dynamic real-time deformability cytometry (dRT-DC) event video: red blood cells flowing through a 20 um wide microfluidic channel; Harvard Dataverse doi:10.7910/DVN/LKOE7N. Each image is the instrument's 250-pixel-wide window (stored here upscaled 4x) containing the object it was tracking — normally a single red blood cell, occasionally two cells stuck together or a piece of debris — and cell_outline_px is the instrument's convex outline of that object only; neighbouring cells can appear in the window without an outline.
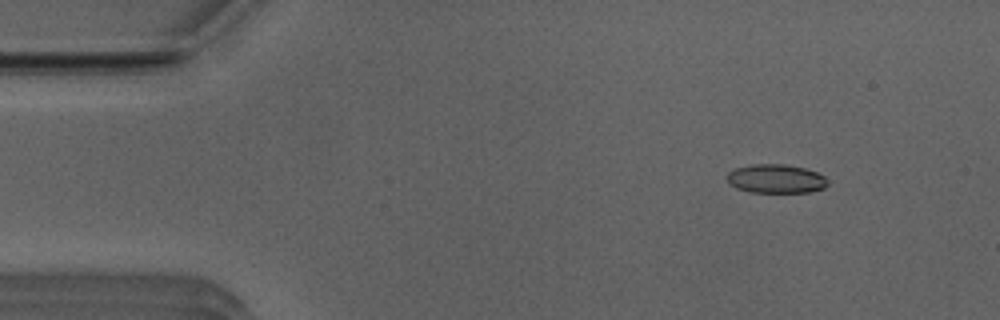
{"species": "Egyptian fruit bat (a non-hibernating species)", "species_latin": "Rousettus aegyptiacus", "temperature_condition": "room temperature", "stored_images_in_passage": 11, "camera_frame_rate_fps": 3000, "um_per_image_px": 0.085, "animal": {"sex": "male"}, "frame": {"image": 1, "passage_image": 4, "time_ms": 1.0, "image_size_px": [1000, 320], "cell_outline_px": [[828, 184], [824, 188], [808, 192], [748, 192], [736, 188], [724, 176], [728, 172], [736, 168], [752, 164], [784, 164], [804, 168], [816, 172], [824, 176], [828, 180]], "centroid_in_image_um": [65.94, 15.19], "position_along_channel_um": 19.1, "area_um2": 16.94}}